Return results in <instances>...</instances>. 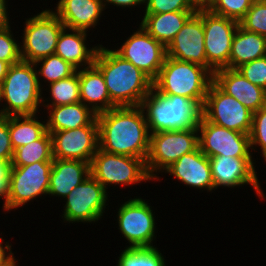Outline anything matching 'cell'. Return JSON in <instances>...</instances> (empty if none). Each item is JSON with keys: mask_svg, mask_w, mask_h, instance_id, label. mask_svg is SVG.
Listing matches in <instances>:
<instances>
[{"mask_svg": "<svg viewBox=\"0 0 266 266\" xmlns=\"http://www.w3.org/2000/svg\"><path fill=\"white\" fill-rule=\"evenodd\" d=\"M96 118L101 150L146 160L150 132L140 106L114 107Z\"/></svg>", "mask_w": 266, "mask_h": 266, "instance_id": "cell-1", "label": "cell"}, {"mask_svg": "<svg viewBox=\"0 0 266 266\" xmlns=\"http://www.w3.org/2000/svg\"><path fill=\"white\" fill-rule=\"evenodd\" d=\"M94 65L104 76L111 102L116 107L140 106L152 90L153 80L109 46L100 45Z\"/></svg>", "mask_w": 266, "mask_h": 266, "instance_id": "cell-2", "label": "cell"}, {"mask_svg": "<svg viewBox=\"0 0 266 266\" xmlns=\"http://www.w3.org/2000/svg\"><path fill=\"white\" fill-rule=\"evenodd\" d=\"M140 107L150 133L197 128L202 107L177 95H162L154 88L143 98Z\"/></svg>", "mask_w": 266, "mask_h": 266, "instance_id": "cell-3", "label": "cell"}, {"mask_svg": "<svg viewBox=\"0 0 266 266\" xmlns=\"http://www.w3.org/2000/svg\"><path fill=\"white\" fill-rule=\"evenodd\" d=\"M213 74L204 66L167 57L153 88L162 95L189 98L203 107Z\"/></svg>", "mask_w": 266, "mask_h": 266, "instance_id": "cell-4", "label": "cell"}, {"mask_svg": "<svg viewBox=\"0 0 266 266\" xmlns=\"http://www.w3.org/2000/svg\"><path fill=\"white\" fill-rule=\"evenodd\" d=\"M1 86L5 116L36 115L43 110L45 92L39 85L34 63L20 61L10 65Z\"/></svg>", "mask_w": 266, "mask_h": 266, "instance_id": "cell-5", "label": "cell"}, {"mask_svg": "<svg viewBox=\"0 0 266 266\" xmlns=\"http://www.w3.org/2000/svg\"><path fill=\"white\" fill-rule=\"evenodd\" d=\"M199 147L197 128L150 133L146 167L154 182L160 181V173L175 163L181 156ZM156 180V181H155Z\"/></svg>", "mask_w": 266, "mask_h": 266, "instance_id": "cell-6", "label": "cell"}, {"mask_svg": "<svg viewBox=\"0 0 266 266\" xmlns=\"http://www.w3.org/2000/svg\"><path fill=\"white\" fill-rule=\"evenodd\" d=\"M91 175L99 181L105 190L116 186L139 185L154 181L147 170L146 160L126 155L108 153L100 148L90 164Z\"/></svg>", "mask_w": 266, "mask_h": 266, "instance_id": "cell-7", "label": "cell"}, {"mask_svg": "<svg viewBox=\"0 0 266 266\" xmlns=\"http://www.w3.org/2000/svg\"><path fill=\"white\" fill-rule=\"evenodd\" d=\"M24 22L20 42L22 61L34 63L55 54L59 35L65 28L60 18L50 8H42Z\"/></svg>", "mask_w": 266, "mask_h": 266, "instance_id": "cell-8", "label": "cell"}, {"mask_svg": "<svg viewBox=\"0 0 266 266\" xmlns=\"http://www.w3.org/2000/svg\"><path fill=\"white\" fill-rule=\"evenodd\" d=\"M52 163L53 161H42L27 166H11L9 195L7 202L2 205L3 212L10 213L9 211L23 208L42 196L45 199Z\"/></svg>", "mask_w": 266, "mask_h": 266, "instance_id": "cell-9", "label": "cell"}, {"mask_svg": "<svg viewBox=\"0 0 266 266\" xmlns=\"http://www.w3.org/2000/svg\"><path fill=\"white\" fill-rule=\"evenodd\" d=\"M147 199L140 196L129 198L123 204H118L116 223L122 237L129 245L125 247H153L156 243L158 230L156 227V216L154 206L152 207ZM154 242V243H153Z\"/></svg>", "mask_w": 266, "mask_h": 266, "instance_id": "cell-10", "label": "cell"}, {"mask_svg": "<svg viewBox=\"0 0 266 266\" xmlns=\"http://www.w3.org/2000/svg\"><path fill=\"white\" fill-rule=\"evenodd\" d=\"M109 194L90 174L63 199L65 203L61 219L67 224L98 223L99 220H103L104 213L109 209Z\"/></svg>", "mask_w": 266, "mask_h": 266, "instance_id": "cell-11", "label": "cell"}, {"mask_svg": "<svg viewBox=\"0 0 266 266\" xmlns=\"http://www.w3.org/2000/svg\"><path fill=\"white\" fill-rule=\"evenodd\" d=\"M202 115L211 123L240 133L249 134L253 112L225 93L214 81L210 84Z\"/></svg>", "mask_w": 266, "mask_h": 266, "instance_id": "cell-12", "label": "cell"}, {"mask_svg": "<svg viewBox=\"0 0 266 266\" xmlns=\"http://www.w3.org/2000/svg\"><path fill=\"white\" fill-rule=\"evenodd\" d=\"M202 21L207 69L214 74L219 69L229 68L232 41L239 22L210 10H202Z\"/></svg>", "mask_w": 266, "mask_h": 266, "instance_id": "cell-13", "label": "cell"}, {"mask_svg": "<svg viewBox=\"0 0 266 266\" xmlns=\"http://www.w3.org/2000/svg\"><path fill=\"white\" fill-rule=\"evenodd\" d=\"M132 31L134 32L130 33L126 40H123L121 47L117 46V49L113 47V50L154 80L167 56L166 47L152 37L140 24L137 30Z\"/></svg>", "mask_w": 266, "mask_h": 266, "instance_id": "cell-14", "label": "cell"}, {"mask_svg": "<svg viewBox=\"0 0 266 266\" xmlns=\"http://www.w3.org/2000/svg\"><path fill=\"white\" fill-rule=\"evenodd\" d=\"M199 149L208 157H255L249 134L240 133L209 122L203 115L197 125Z\"/></svg>", "mask_w": 266, "mask_h": 266, "instance_id": "cell-15", "label": "cell"}, {"mask_svg": "<svg viewBox=\"0 0 266 266\" xmlns=\"http://www.w3.org/2000/svg\"><path fill=\"white\" fill-rule=\"evenodd\" d=\"M253 157H231L215 156L210 157L212 180L214 191L220 187L240 188L244 185L252 186L260 200L265 199L266 195L261 188L258 173L256 172V159ZM256 164V166H255Z\"/></svg>", "mask_w": 266, "mask_h": 266, "instance_id": "cell-16", "label": "cell"}, {"mask_svg": "<svg viewBox=\"0 0 266 266\" xmlns=\"http://www.w3.org/2000/svg\"><path fill=\"white\" fill-rule=\"evenodd\" d=\"M53 158L79 160L91 164L99 149L98 124L95 118L89 125L50 133Z\"/></svg>", "mask_w": 266, "mask_h": 266, "instance_id": "cell-17", "label": "cell"}, {"mask_svg": "<svg viewBox=\"0 0 266 266\" xmlns=\"http://www.w3.org/2000/svg\"><path fill=\"white\" fill-rule=\"evenodd\" d=\"M167 57L207 68L202 10L193 14L166 47Z\"/></svg>", "mask_w": 266, "mask_h": 266, "instance_id": "cell-18", "label": "cell"}, {"mask_svg": "<svg viewBox=\"0 0 266 266\" xmlns=\"http://www.w3.org/2000/svg\"><path fill=\"white\" fill-rule=\"evenodd\" d=\"M163 173L170 177L173 176L187 188L191 187V189L210 193L214 190L209 158L199 147L195 151L181 156Z\"/></svg>", "mask_w": 266, "mask_h": 266, "instance_id": "cell-19", "label": "cell"}, {"mask_svg": "<svg viewBox=\"0 0 266 266\" xmlns=\"http://www.w3.org/2000/svg\"><path fill=\"white\" fill-rule=\"evenodd\" d=\"M51 10L60 18L65 28L90 33L100 25L105 8L103 0H58Z\"/></svg>", "mask_w": 266, "mask_h": 266, "instance_id": "cell-20", "label": "cell"}, {"mask_svg": "<svg viewBox=\"0 0 266 266\" xmlns=\"http://www.w3.org/2000/svg\"><path fill=\"white\" fill-rule=\"evenodd\" d=\"M213 81L252 112L266 105V90L251 83L237 69H219L214 72Z\"/></svg>", "mask_w": 266, "mask_h": 266, "instance_id": "cell-21", "label": "cell"}, {"mask_svg": "<svg viewBox=\"0 0 266 266\" xmlns=\"http://www.w3.org/2000/svg\"><path fill=\"white\" fill-rule=\"evenodd\" d=\"M89 34L84 30L64 28L58 38L55 54L70 63L77 70L94 65L97 51L101 44L91 47Z\"/></svg>", "mask_w": 266, "mask_h": 266, "instance_id": "cell-22", "label": "cell"}, {"mask_svg": "<svg viewBox=\"0 0 266 266\" xmlns=\"http://www.w3.org/2000/svg\"><path fill=\"white\" fill-rule=\"evenodd\" d=\"M90 163L79 160L53 158L48 195L64 199L72 189L90 175ZM61 197V198H60Z\"/></svg>", "mask_w": 266, "mask_h": 266, "instance_id": "cell-23", "label": "cell"}, {"mask_svg": "<svg viewBox=\"0 0 266 266\" xmlns=\"http://www.w3.org/2000/svg\"><path fill=\"white\" fill-rule=\"evenodd\" d=\"M80 101L95 114L116 107L110 100L103 74L95 66L79 69Z\"/></svg>", "mask_w": 266, "mask_h": 266, "instance_id": "cell-24", "label": "cell"}, {"mask_svg": "<svg viewBox=\"0 0 266 266\" xmlns=\"http://www.w3.org/2000/svg\"><path fill=\"white\" fill-rule=\"evenodd\" d=\"M46 110V127L49 133L60 130L77 129L89 125L96 115L82 102L60 106H42Z\"/></svg>", "mask_w": 266, "mask_h": 266, "instance_id": "cell-25", "label": "cell"}, {"mask_svg": "<svg viewBox=\"0 0 266 266\" xmlns=\"http://www.w3.org/2000/svg\"><path fill=\"white\" fill-rule=\"evenodd\" d=\"M197 11L143 14L139 23L152 37L167 47L186 21ZM143 17V18H142Z\"/></svg>", "mask_w": 266, "mask_h": 266, "instance_id": "cell-26", "label": "cell"}, {"mask_svg": "<svg viewBox=\"0 0 266 266\" xmlns=\"http://www.w3.org/2000/svg\"><path fill=\"white\" fill-rule=\"evenodd\" d=\"M264 56H266V37L247 31L239 25L232 41L229 68L237 69Z\"/></svg>", "mask_w": 266, "mask_h": 266, "instance_id": "cell-27", "label": "cell"}, {"mask_svg": "<svg viewBox=\"0 0 266 266\" xmlns=\"http://www.w3.org/2000/svg\"><path fill=\"white\" fill-rule=\"evenodd\" d=\"M39 116L38 114L9 116V131L13 149L40 139L47 132L46 120Z\"/></svg>", "mask_w": 266, "mask_h": 266, "instance_id": "cell-28", "label": "cell"}, {"mask_svg": "<svg viewBox=\"0 0 266 266\" xmlns=\"http://www.w3.org/2000/svg\"><path fill=\"white\" fill-rule=\"evenodd\" d=\"M47 86L48 88H44L45 90L43 91L47 90L48 98L44 97L46 93L43 94L42 106H60L81 102L79 70L72 76L53 82Z\"/></svg>", "mask_w": 266, "mask_h": 266, "instance_id": "cell-29", "label": "cell"}, {"mask_svg": "<svg viewBox=\"0 0 266 266\" xmlns=\"http://www.w3.org/2000/svg\"><path fill=\"white\" fill-rule=\"evenodd\" d=\"M42 161H53L52 139L48 131L40 139L14 149L11 166H27Z\"/></svg>", "mask_w": 266, "mask_h": 266, "instance_id": "cell-30", "label": "cell"}, {"mask_svg": "<svg viewBox=\"0 0 266 266\" xmlns=\"http://www.w3.org/2000/svg\"><path fill=\"white\" fill-rule=\"evenodd\" d=\"M34 65L37 72L38 82L42 90H44L43 88L47 85L72 76L77 71L74 66L56 54L37 60L34 62Z\"/></svg>", "mask_w": 266, "mask_h": 266, "instance_id": "cell-31", "label": "cell"}, {"mask_svg": "<svg viewBox=\"0 0 266 266\" xmlns=\"http://www.w3.org/2000/svg\"><path fill=\"white\" fill-rule=\"evenodd\" d=\"M119 254L116 266H166L165 255L157 246L124 247Z\"/></svg>", "mask_w": 266, "mask_h": 266, "instance_id": "cell-32", "label": "cell"}, {"mask_svg": "<svg viewBox=\"0 0 266 266\" xmlns=\"http://www.w3.org/2000/svg\"><path fill=\"white\" fill-rule=\"evenodd\" d=\"M249 140L251 152L256 153L258 151L259 154V151H261L260 155L264 162H266V105L253 112Z\"/></svg>", "mask_w": 266, "mask_h": 266, "instance_id": "cell-33", "label": "cell"}, {"mask_svg": "<svg viewBox=\"0 0 266 266\" xmlns=\"http://www.w3.org/2000/svg\"><path fill=\"white\" fill-rule=\"evenodd\" d=\"M239 25L247 31L266 37V0H254Z\"/></svg>", "mask_w": 266, "mask_h": 266, "instance_id": "cell-34", "label": "cell"}, {"mask_svg": "<svg viewBox=\"0 0 266 266\" xmlns=\"http://www.w3.org/2000/svg\"><path fill=\"white\" fill-rule=\"evenodd\" d=\"M11 27L9 25L0 29V60L7 62L9 65L22 61L20 41L13 34Z\"/></svg>", "mask_w": 266, "mask_h": 266, "instance_id": "cell-35", "label": "cell"}, {"mask_svg": "<svg viewBox=\"0 0 266 266\" xmlns=\"http://www.w3.org/2000/svg\"><path fill=\"white\" fill-rule=\"evenodd\" d=\"M254 0H215L211 12L240 22Z\"/></svg>", "mask_w": 266, "mask_h": 266, "instance_id": "cell-36", "label": "cell"}, {"mask_svg": "<svg viewBox=\"0 0 266 266\" xmlns=\"http://www.w3.org/2000/svg\"><path fill=\"white\" fill-rule=\"evenodd\" d=\"M175 11H196L189 0H146L144 14H160Z\"/></svg>", "mask_w": 266, "mask_h": 266, "instance_id": "cell-37", "label": "cell"}, {"mask_svg": "<svg viewBox=\"0 0 266 266\" xmlns=\"http://www.w3.org/2000/svg\"><path fill=\"white\" fill-rule=\"evenodd\" d=\"M237 70L251 83L266 90V56L243 64Z\"/></svg>", "mask_w": 266, "mask_h": 266, "instance_id": "cell-38", "label": "cell"}, {"mask_svg": "<svg viewBox=\"0 0 266 266\" xmlns=\"http://www.w3.org/2000/svg\"><path fill=\"white\" fill-rule=\"evenodd\" d=\"M14 149L11 145L9 116L0 118V160L11 162Z\"/></svg>", "mask_w": 266, "mask_h": 266, "instance_id": "cell-39", "label": "cell"}, {"mask_svg": "<svg viewBox=\"0 0 266 266\" xmlns=\"http://www.w3.org/2000/svg\"><path fill=\"white\" fill-rule=\"evenodd\" d=\"M10 169L11 162L0 160V199L3 200L2 205L7 202L9 195Z\"/></svg>", "mask_w": 266, "mask_h": 266, "instance_id": "cell-40", "label": "cell"}, {"mask_svg": "<svg viewBox=\"0 0 266 266\" xmlns=\"http://www.w3.org/2000/svg\"><path fill=\"white\" fill-rule=\"evenodd\" d=\"M145 2H146V0H103L105 10L107 8H109L108 6H110V5L115 6L117 8L118 7L122 8V10L125 8L126 9L129 8V10L130 9L132 10L134 8V10H137V9H135L136 7L144 8Z\"/></svg>", "mask_w": 266, "mask_h": 266, "instance_id": "cell-41", "label": "cell"}, {"mask_svg": "<svg viewBox=\"0 0 266 266\" xmlns=\"http://www.w3.org/2000/svg\"><path fill=\"white\" fill-rule=\"evenodd\" d=\"M9 0H0V29L11 25L10 10H8ZM9 11V12H8Z\"/></svg>", "mask_w": 266, "mask_h": 266, "instance_id": "cell-42", "label": "cell"}, {"mask_svg": "<svg viewBox=\"0 0 266 266\" xmlns=\"http://www.w3.org/2000/svg\"><path fill=\"white\" fill-rule=\"evenodd\" d=\"M191 6L196 11L210 10L215 3V0H189Z\"/></svg>", "mask_w": 266, "mask_h": 266, "instance_id": "cell-43", "label": "cell"}, {"mask_svg": "<svg viewBox=\"0 0 266 266\" xmlns=\"http://www.w3.org/2000/svg\"><path fill=\"white\" fill-rule=\"evenodd\" d=\"M4 240L0 235V262L12 253V244L9 243V240L7 242H4Z\"/></svg>", "mask_w": 266, "mask_h": 266, "instance_id": "cell-44", "label": "cell"}, {"mask_svg": "<svg viewBox=\"0 0 266 266\" xmlns=\"http://www.w3.org/2000/svg\"><path fill=\"white\" fill-rule=\"evenodd\" d=\"M18 263L19 262L16 260L15 255L12 252L8 257L0 262V266H19Z\"/></svg>", "mask_w": 266, "mask_h": 266, "instance_id": "cell-45", "label": "cell"}, {"mask_svg": "<svg viewBox=\"0 0 266 266\" xmlns=\"http://www.w3.org/2000/svg\"><path fill=\"white\" fill-rule=\"evenodd\" d=\"M10 65L7 62L0 60V85L7 75Z\"/></svg>", "mask_w": 266, "mask_h": 266, "instance_id": "cell-46", "label": "cell"}, {"mask_svg": "<svg viewBox=\"0 0 266 266\" xmlns=\"http://www.w3.org/2000/svg\"><path fill=\"white\" fill-rule=\"evenodd\" d=\"M5 117V109L3 103L2 86L0 85V118Z\"/></svg>", "mask_w": 266, "mask_h": 266, "instance_id": "cell-47", "label": "cell"}]
</instances>
